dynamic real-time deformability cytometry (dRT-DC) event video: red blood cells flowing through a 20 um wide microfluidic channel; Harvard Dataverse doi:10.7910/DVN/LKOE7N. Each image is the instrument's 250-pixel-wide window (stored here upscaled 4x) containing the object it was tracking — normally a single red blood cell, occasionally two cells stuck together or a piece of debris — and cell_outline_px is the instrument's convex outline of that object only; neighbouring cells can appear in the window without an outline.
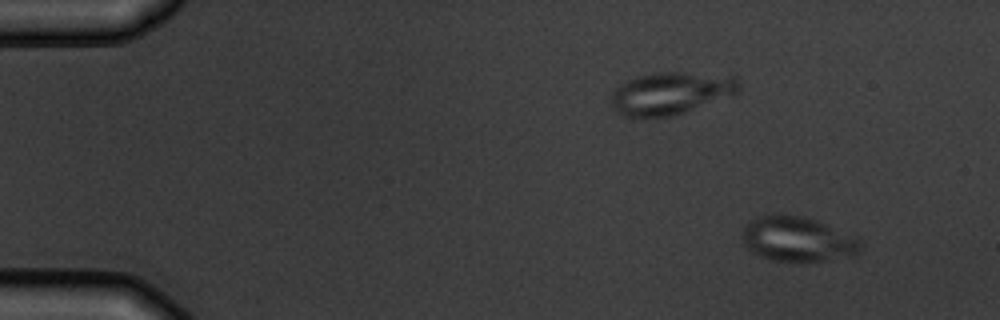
{"species": "common noctule bat (a hibernating species)", "species_latin": "Nyctalus noctula", "temperature_condition": "warm", "stored_images_in_passage": 5, "camera_frame_rate_fps": 3000, "um_per_image_px": 0.085, "animal": {"sex": "male", "body_mass_g": 19.5, "forearm_length_mm": 54.6}, "frame": {"image": 1, "passage_image": 1, "time_ms": 0.0, "image_size_px": [1000, 320], "cell_outline_px": [[864, 244], [860, 252], [856, 256], [828, 260], [772, 260], [760, 256], [752, 252], [744, 244], [744, 228], [752, 220], [760, 216], [772, 212], [800, 216], [816, 220], [856, 236]], "centroid_in_image_um": [67.86, 20.31], "position_along_channel_um": 17.1, "area_um2": 30.92}}